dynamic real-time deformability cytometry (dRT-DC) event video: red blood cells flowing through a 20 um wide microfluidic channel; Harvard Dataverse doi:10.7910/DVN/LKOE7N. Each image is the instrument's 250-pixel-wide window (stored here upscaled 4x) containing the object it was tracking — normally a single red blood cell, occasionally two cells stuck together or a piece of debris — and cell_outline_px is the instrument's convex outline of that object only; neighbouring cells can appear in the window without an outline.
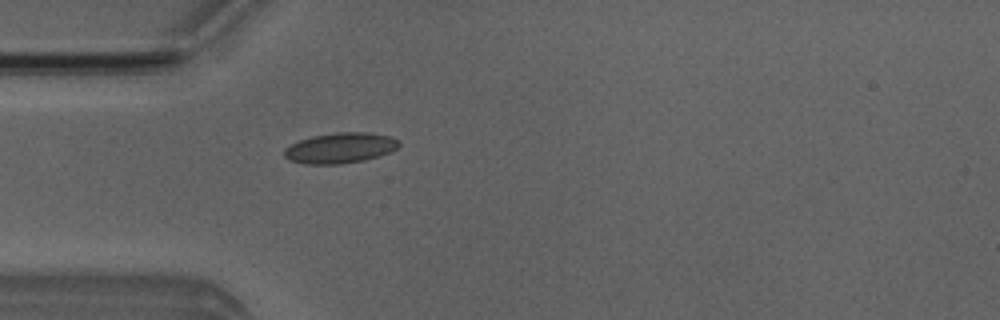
{"species": "Egyptian fruit bat (a non-hibernating species)", "species_latin": "Rousettus aegyptiacus", "temperature_condition": "room temperature", "stored_images_in_passage": 5, "camera_frame_rate_fps": 3000, "um_per_image_px": 0.085, "animal": {"sex": "male"}, "frame": {"image": 1, "passage_image": 5, "time_ms": 5.333, "image_size_px": [1000, 320], "cell_outline_px": [[400, 144], [396, 148], [380, 156], [364, 160], [340, 164], [304, 164], [288, 160], [284, 156], [284, 148], [300, 140], [312, 136], [336, 132], [368, 132], [392, 136], [400, 140]], "centroid_in_image_um": [28.92, 12.57], "position_along_channel_um": 56.1, "area_um2": 20.52}}